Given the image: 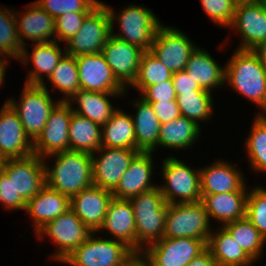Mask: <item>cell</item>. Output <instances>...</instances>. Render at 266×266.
Returning <instances> with one entry per match:
<instances>
[{
  "label": "cell",
  "mask_w": 266,
  "mask_h": 266,
  "mask_svg": "<svg viewBox=\"0 0 266 266\" xmlns=\"http://www.w3.org/2000/svg\"><path fill=\"white\" fill-rule=\"evenodd\" d=\"M24 10L26 11H23V13L16 9L14 12L22 47L29 44V42H26L28 40L32 41L33 44L56 41L55 18L51 17L35 2H31L30 5L27 4Z\"/></svg>",
  "instance_id": "cell-23"
},
{
  "label": "cell",
  "mask_w": 266,
  "mask_h": 266,
  "mask_svg": "<svg viewBox=\"0 0 266 266\" xmlns=\"http://www.w3.org/2000/svg\"><path fill=\"white\" fill-rule=\"evenodd\" d=\"M51 17L57 18L67 12L90 13L100 0H35Z\"/></svg>",
  "instance_id": "cell-42"
},
{
  "label": "cell",
  "mask_w": 266,
  "mask_h": 266,
  "mask_svg": "<svg viewBox=\"0 0 266 266\" xmlns=\"http://www.w3.org/2000/svg\"><path fill=\"white\" fill-rule=\"evenodd\" d=\"M145 51L113 35L108 38L102 54L116 79L127 89L137 78L140 60Z\"/></svg>",
  "instance_id": "cell-17"
},
{
  "label": "cell",
  "mask_w": 266,
  "mask_h": 266,
  "mask_svg": "<svg viewBox=\"0 0 266 266\" xmlns=\"http://www.w3.org/2000/svg\"><path fill=\"white\" fill-rule=\"evenodd\" d=\"M227 29L239 33L237 49L252 50L266 40V5L257 0L238 1L233 22Z\"/></svg>",
  "instance_id": "cell-13"
},
{
  "label": "cell",
  "mask_w": 266,
  "mask_h": 266,
  "mask_svg": "<svg viewBox=\"0 0 266 266\" xmlns=\"http://www.w3.org/2000/svg\"><path fill=\"white\" fill-rule=\"evenodd\" d=\"M72 107L68 102L60 101L51 111L46 125L33 142V151L44 158L48 155L69 150V127Z\"/></svg>",
  "instance_id": "cell-16"
},
{
  "label": "cell",
  "mask_w": 266,
  "mask_h": 266,
  "mask_svg": "<svg viewBox=\"0 0 266 266\" xmlns=\"http://www.w3.org/2000/svg\"><path fill=\"white\" fill-rule=\"evenodd\" d=\"M53 159L51 164H47ZM43 159L46 185L71 198L93 185L92 155L79 151H61ZM48 159V161H46Z\"/></svg>",
  "instance_id": "cell-1"
},
{
  "label": "cell",
  "mask_w": 266,
  "mask_h": 266,
  "mask_svg": "<svg viewBox=\"0 0 266 266\" xmlns=\"http://www.w3.org/2000/svg\"><path fill=\"white\" fill-rule=\"evenodd\" d=\"M223 227L255 263L262 259L266 240L246 217Z\"/></svg>",
  "instance_id": "cell-36"
},
{
  "label": "cell",
  "mask_w": 266,
  "mask_h": 266,
  "mask_svg": "<svg viewBox=\"0 0 266 266\" xmlns=\"http://www.w3.org/2000/svg\"><path fill=\"white\" fill-rule=\"evenodd\" d=\"M3 171L12 181L13 211L25 212L27 202L46 186L43 159L36 154L6 159Z\"/></svg>",
  "instance_id": "cell-7"
},
{
  "label": "cell",
  "mask_w": 266,
  "mask_h": 266,
  "mask_svg": "<svg viewBox=\"0 0 266 266\" xmlns=\"http://www.w3.org/2000/svg\"><path fill=\"white\" fill-rule=\"evenodd\" d=\"M112 198L111 191L92 185L70 198V209L92 232H98Z\"/></svg>",
  "instance_id": "cell-22"
},
{
  "label": "cell",
  "mask_w": 266,
  "mask_h": 266,
  "mask_svg": "<svg viewBox=\"0 0 266 266\" xmlns=\"http://www.w3.org/2000/svg\"><path fill=\"white\" fill-rule=\"evenodd\" d=\"M70 209V198L47 185L27 202L26 214L31 218L36 234L48 222Z\"/></svg>",
  "instance_id": "cell-27"
},
{
  "label": "cell",
  "mask_w": 266,
  "mask_h": 266,
  "mask_svg": "<svg viewBox=\"0 0 266 266\" xmlns=\"http://www.w3.org/2000/svg\"><path fill=\"white\" fill-rule=\"evenodd\" d=\"M249 188L245 185L238 192L202 195L203 203L211 224L216 221L217 226L224 225L246 217V201ZM213 219V220H212Z\"/></svg>",
  "instance_id": "cell-26"
},
{
  "label": "cell",
  "mask_w": 266,
  "mask_h": 266,
  "mask_svg": "<svg viewBox=\"0 0 266 266\" xmlns=\"http://www.w3.org/2000/svg\"><path fill=\"white\" fill-rule=\"evenodd\" d=\"M101 232L113 235L111 239L122 241L136 251V224L133 206L129 199L115 197L111 199L98 233Z\"/></svg>",
  "instance_id": "cell-25"
},
{
  "label": "cell",
  "mask_w": 266,
  "mask_h": 266,
  "mask_svg": "<svg viewBox=\"0 0 266 266\" xmlns=\"http://www.w3.org/2000/svg\"><path fill=\"white\" fill-rule=\"evenodd\" d=\"M197 45L182 30L163 23L157 29L150 52L172 73L185 70Z\"/></svg>",
  "instance_id": "cell-12"
},
{
  "label": "cell",
  "mask_w": 266,
  "mask_h": 266,
  "mask_svg": "<svg viewBox=\"0 0 266 266\" xmlns=\"http://www.w3.org/2000/svg\"><path fill=\"white\" fill-rule=\"evenodd\" d=\"M216 160L200 168L201 195L240 191L247 184L241 170L232 161Z\"/></svg>",
  "instance_id": "cell-24"
},
{
  "label": "cell",
  "mask_w": 266,
  "mask_h": 266,
  "mask_svg": "<svg viewBox=\"0 0 266 266\" xmlns=\"http://www.w3.org/2000/svg\"><path fill=\"white\" fill-rule=\"evenodd\" d=\"M160 172L164 182L158 187L167 204L201 201L200 167L171 155L163 159Z\"/></svg>",
  "instance_id": "cell-5"
},
{
  "label": "cell",
  "mask_w": 266,
  "mask_h": 266,
  "mask_svg": "<svg viewBox=\"0 0 266 266\" xmlns=\"http://www.w3.org/2000/svg\"><path fill=\"white\" fill-rule=\"evenodd\" d=\"M246 218L266 240V187L254 185L247 195Z\"/></svg>",
  "instance_id": "cell-41"
},
{
  "label": "cell",
  "mask_w": 266,
  "mask_h": 266,
  "mask_svg": "<svg viewBox=\"0 0 266 266\" xmlns=\"http://www.w3.org/2000/svg\"><path fill=\"white\" fill-rule=\"evenodd\" d=\"M111 36V23L105 5L100 2L84 19L80 30L65 42L66 54L80 55L102 53Z\"/></svg>",
  "instance_id": "cell-11"
},
{
  "label": "cell",
  "mask_w": 266,
  "mask_h": 266,
  "mask_svg": "<svg viewBox=\"0 0 266 266\" xmlns=\"http://www.w3.org/2000/svg\"><path fill=\"white\" fill-rule=\"evenodd\" d=\"M0 154L5 159L34 154L32 140L26 135L17 113L7 102L0 110Z\"/></svg>",
  "instance_id": "cell-19"
},
{
  "label": "cell",
  "mask_w": 266,
  "mask_h": 266,
  "mask_svg": "<svg viewBox=\"0 0 266 266\" xmlns=\"http://www.w3.org/2000/svg\"><path fill=\"white\" fill-rule=\"evenodd\" d=\"M14 12L15 8L0 6V57L19 60L23 47L19 39Z\"/></svg>",
  "instance_id": "cell-39"
},
{
  "label": "cell",
  "mask_w": 266,
  "mask_h": 266,
  "mask_svg": "<svg viewBox=\"0 0 266 266\" xmlns=\"http://www.w3.org/2000/svg\"><path fill=\"white\" fill-rule=\"evenodd\" d=\"M138 153L136 149L101 147L92 154L93 185L113 192Z\"/></svg>",
  "instance_id": "cell-15"
},
{
  "label": "cell",
  "mask_w": 266,
  "mask_h": 266,
  "mask_svg": "<svg viewBox=\"0 0 266 266\" xmlns=\"http://www.w3.org/2000/svg\"><path fill=\"white\" fill-rule=\"evenodd\" d=\"M139 96L146 102L176 100V93L172 80H166L159 84L148 86Z\"/></svg>",
  "instance_id": "cell-45"
},
{
  "label": "cell",
  "mask_w": 266,
  "mask_h": 266,
  "mask_svg": "<svg viewBox=\"0 0 266 266\" xmlns=\"http://www.w3.org/2000/svg\"><path fill=\"white\" fill-rule=\"evenodd\" d=\"M118 266H150V263L142 251H134L122 264H119Z\"/></svg>",
  "instance_id": "cell-50"
},
{
  "label": "cell",
  "mask_w": 266,
  "mask_h": 266,
  "mask_svg": "<svg viewBox=\"0 0 266 266\" xmlns=\"http://www.w3.org/2000/svg\"><path fill=\"white\" fill-rule=\"evenodd\" d=\"M61 43L58 41H50L48 43H32L26 45L32 46V52L25 47L22 49V55L18 60L26 66L31 63L34 67L26 74L25 84L42 85L47 77L51 75L56 68L59 60L66 53L65 49H61ZM31 62V63H30ZM45 77V78H44Z\"/></svg>",
  "instance_id": "cell-21"
},
{
  "label": "cell",
  "mask_w": 266,
  "mask_h": 266,
  "mask_svg": "<svg viewBox=\"0 0 266 266\" xmlns=\"http://www.w3.org/2000/svg\"><path fill=\"white\" fill-rule=\"evenodd\" d=\"M252 51L258 56L261 63L266 67V40L260 42Z\"/></svg>",
  "instance_id": "cell-51"
},
{
  "label": "cell",
  "mask_w": 266,
  "mask_h": 266,
  "mask_svg": "<svg viewBox=\"0 0 266 266\" xmlns=\"http://www.w3.org/2000/svg\"><path fill=\"white\" fill-rule=\"evenodd\" d=\"M89 13L67 12L55 18V38L63 44L80 30Z\"/></svg>",
  "instance_id": "cell-44"
},
{
  "label": "cell",
  "mask_w": 266,
  "mask_h": 266,
  "mask_svg": "<svg viewBox=\"0 0 266 266\" xmlns=\"http://www.w3.org/2000/svg\"><path fill=\"white\" fill-rule=\"evenodd\" d=\"M185 71L200 88L211 93L225 87V66L217 63L205 48L196 47L189 57Z\"/></svg>",
  "instance_id": "cell-29"
},
{
  "label": "cell",
  "mask_w": 266,
  "mask_h": 266,
  "mask_svg": "<svg viewBox=\"0 0 266 266\" xmlns=\"http://www.w3.org/2000/svg\"><path fill=\"white\" fill-rule=\"evenodd\" d=\"M148 103H150L153 107V110L161 124L170 122L173 119L179 118L181 116L176 100Z\"/></svg>",
  "instance_id": "cell-46"
},
{
  "label": "cell",
  "mask_w": 266,
  "mask_h": 266,
  "mask_svg": "<svg viewBox=\"0 0 266 266\" xmlns=\"http://www.w3.org/2000/svg\"><path fill=\"white\" fill-rule=\"evenodd\" d=\"M244 139L245 153L254 173L266 174V114H256Z\"/></svg>",
  "instance_id": "cell-35"
},
{
  "label": "cell",
  "mask_w": 266,
  "mask_h": 266,
  "mask_svg": "<svg viewBox=\"0 0 266 266\" xmlns=\"http://www.w3.org/2000/svg\"><path fill=\"white\" fill-rule=\"evenodd\" d=\"M187 266H217V264L211 251L206 248L197 257L192 259Z\"/></svg>",
  "instance_id": "cell-49"
},
{
  "label": "cell",
  "mask_w": 266,
  "mask_h": 266,
  "mask_svg": "<svg viewBox=\"0 0 266 266\" xmlns=\"http://www.w3.org/2000/svg\"><path fill=\"white\" fill-rule=\"evenodd\" d=\"M239 0H200L202 10L215 25L227 29L234 19Z\"/></svg>",
  "instance_id": "cell-43"
},
{
  "label": "cell",
  "mask_w": 266,
  "mask_h": 266,
  "mask_svg": "<svg viewBox=\"0 0 266 266\" xmlns=\"http://www.w3.org/2000/svg\"><path fill=\"white\" fill-rule=\"evenodd\" d=\"M130 101L136 109L131 114L135 127L136 150L139 152H156L161 122L158 120L153 107L142 97Z\"/></svg>",
  "instance_id": "cell-30"
},
{
  "label": "cell",
  "mask_w": 266,
  "mask_h": 266,
  "mask_svg": "<svg viewBox=\"0 0 266 266\" xmlns=\"http://www.w3.org/2000/svg\"><path fill=\"white\" fill-rule=\"evenodd\" d=\"M213 226L201 201L167 204L164 237L194 238L206 244Z\"/></svg>",
  "instance_id": "cell-9"
},
{
  "label": "cell",
  "mask_w": 266,
  "mask_h": 266,
  "mask_svg": "<svg viewBox=\"0 0 266 266\" xmlns=\"http://www.w3.org/2000/svg\"><path fill=\"white\" fill-rule=\"evenodd\" d=\"M129 201L136 224V251H143L164 237L167 203L158 186L131 197Z\"/></svg>",
  "instance_id": "cell-4"
},
{
  "label": "cell",
  "mask_w": 266,
  "mask_h": 266,
  "mask_svg": "<svg viewBox=\"0 0 266 266\" xmlns=\"http://www.w3.org/2000/svg\"><path fill=\"white\" fill-rule=\"evenodd\" d=\"M101 143L102 147L136 149L131 113L118 108L102 126Z\"/></svg>",
  "instance_id": "cell-33"
},
{
  "label": "cell",
  "mask_w": 266,
  "mask_h": 266,
  "mask_svg": "<svg viewBox=\"0 0 266 266\" xmlns=\"http://www.w3.org/2000/svg\"><path fill=\"white\" fill-rule=\"evenodd\" d=\"M92 232L61 264L67 266H118L134 250L122 241Z\"/></svg>",
  "instance_id": "cell-8"
},
{
  "label": "cell",
  "mask_w": 266,
  "mask_h": 266,
  "mask_svg": "<svg viewBox=\"0 0 266 266\" xmlns=\"http://www.w3.org/2000/svg\"><path fill=\"white\" fill-rule=\"evenodd\" d=\"M225 65V85L266 114V67L252 50L235 49Z\"/></svg>",
  "instance_id": "cell-2"
},
{
  "label": "cell",
  "mask_w": 266,
  "mask_h": 266,
  "mask_svg": "<svg viewBox=\"0 0 266 266\" xmlns=\"http://www.w3.org/2000/svg\"><path fill=\"white\" fill-rule=\"evenodd\" d=\"M102 126L72 112L69 127V150L94 154L102 147Z\"/></svg>",
  "instance_id": "cell-34"
},
{
  "label": "cell",
  "mask_w": 266,
  "mask_h": 266,
  "mask_svg": "<svg viewBox=\"0 0 266 266\" xmlns=\"http://www.w3.org/2000/svg\"><path fill=\"white\" fill-rule=\"evenodd\" d=\"M172 82L176 94H182V92H209L200 88L185 70L174 72Z\"/></svg>",
  "instance_id": "cell-47"
},
{
  "label": "cell",
  "mask_w": 266,
  "mask_h": 266,
  "mask_svg": "<svg viewBox=\"0 0 266 266\" xmlns=\"http://www.w3.org/2000/svg\"><path fill=\"white\" fill-rule=\"evenodd\" d=\"M51 86L62 93L60 101L68 102L81 88L74 56L64 54L48 79Z\"/></svg>",
  "instance_id": "cell-37"
},
{
  "label": "cell",
  "mask_w": 266,
  "mask_h": 266,
  "mask_svg": "<svg viewBox=\"0 0 266 266\" xmlns=\"http://www.w3.org/2000/svg\"><path fill=\"white\" fill-rule=\"evenodd\" d=\"M201 125L186 117L180 116L170 122L161 124L158 147L175 151L192 148L200 140Z\"/></svg>",
  "instance_id": "cell-32"
},
{
  "label": "cell",
  "mask_w": 266,
  "mask_h": 266,
  "mask_svg": "<svg viewBox=\"0 0 266 266\" xmlns=\"http://www.w3.org/2000/svg\"><path fill=\"white\" fill-rule=\"evenodd\" d=\"M110 17L111 35L122 39L130 44L136 45L144 51H150L157 29L162 22L146 6L130 4L121 8L118 13L114 8L101 1ZM119 27V33L115 32L114 23Z\"/></svg>",
  "instance_id": "cell-3"
},
{
  "label": "cell",
  "mask_w": 266,
  "mask_h": 266,
  "mask_svg": "<svg viewBox=\"0 0 266 266\" xmlns=\"http://www.w3.org/2000/svg\"><path fill=\"white\" fill-rule=\"evenodd\" d=\"M128 92L129 90L125 93H102L80 89L68 103L73 112L103 126L118 109L110 98L124 97Z\"/></svg>",
  "instance_id": "cell-28"
},
{
  "label": "cell",
  "mask_w": 266,
  "mask_h": 266,
  "mask_svg": "<svg viewBox=\"0 0 266 266\" xmlns=\"http://www.w3.org/2000/svg\"><path fill=\"white\" fill-rule=\"evenodd\" d=\"M153 154V152H139L133 158L129 168L124 172L119 184L112 192L113 197L130 199L133 196L152 190L158 186L157 182L156 184L153 182V173L156 170Z\"/></svg>",
  "instance_id": "cell-20"
},
{
  "label": "cell",
  "mask_w": 266,
  "mask_h": 266,
  "mask_svg": "<svg viewBox=\"0 0 266 266\" xmlns=\"http://www.w3.org/2000/svg\"><path fill=\"white\" fill-rule=\"evenodd\" d=\"M214 98L211 92H182L176 94V102L181 116L205 123L212 119L214 112Z\"/></svg>",
  "instance_id": "cell-38"
},
{
  "label": "cell",
  "mask_w": 266,
  "mask_h": 266,
  "mask_svg": "<svg viewBox=\"0 0 266 266\" xmlns=\"http://www.w3.org/2000/svg\"><path fill=\"white\" fill-rule=\"evenodd\" d=\"M172 74L150 51H145L140 60L137 78L130 87L141 94L148 86L172 80Z\"/></svg>",
  "instance_id": "cell-40"
},
{
  "label": "cell",
  "mask_w": 266,
  "mask_h": 266,
  "mask_svg": "<svg viewBox=\"0 0 266 266\" xmlns=\"http://www.w3.org/2000/svg\"><path fill=\"white\" fill-rule=\"evenodd\" d=\"M82 90L102 93H125L127 89L116 79L102 53L75 57Z\"/></svg>",
  "instance_id": "cell-18"
},
{
  "label": "cell",
  "mask_w": 266,
  "mask_h": 266,
  "mask_svg": "<svg viewBox=\"0 0 266 266\" xmlns=\"http://www.w3.org/2000/svg\"><path fill=\"white\" fill-rule=\"evenodd\" d=\"M207 248V244L194 238H166L148 245L142 252L150 266H187Z\"/></svg>",
  "instance_id": "cell-14"
},
{
  "label": "cell",
  "mask_w": 266,
  "mask_h": 266,
  "mask_svg": "<svg viewBox=\"0 0 266 266\" xmlns=\"http://www.w3.org/2000/svg\"><path fill=\"white\" fill-rule=\"evenodd\" d=\"M1 205L8 211H13V188L12 181L7 174L0 173Z\"/></svg>",
  "instance_id": "cell-48"
},
{
  "label": "cell",
  "mask_w": 266,
  "mask_h": 266,
  "mask_svg": "<svg viewBox=\"0 0 266 266\" xmlns=\"http://www.w3.org/2000/svg\"><path fill=\"white\" fill-rule=\"evenodd\" d=\"M257 1H259V2L263 3L264 5H266V0H257Z\"/></svg>",
  "instance_id": "cell-54"
},
{
  "label": "cell",
  "mask_w": 266,
  "mask_h": 266,
  "mask_svg": "<svg viewBox=\"0 0 266 266\" xmlns=\"http://www.w3.org/2000/svg\"><path fill=\"white\" fill-rule=\"evenodd\" d=\"M92 233V231L77 217V215L68 209L65 213L56 219L48 222L36 233V238L40 242L46 237L51 240V244L56 245L51 261L62 262L75 249H77ZM45 237V238H44Z\"/></svg>",
  "instance_id": "cell-10"
},
{
  "label": "cell",
  "mask_w": 266,
  "mask_h": 266,
  "mask_svg": "<svg viewBox=\"0 0 266 266\" xmlns=\"http://www.w3.org/2000/svg\"><path fill=\"white\" fill-rule=\"evenodd\" d=\"M217 266H254L256 263L224 227H214L207 243Z\"/></svg>",
  "instance_id": "cell-31"
},
{
  "label": "cell",
  "mask_w": 266,
  "mask_h": 266,
  "mask_svg": "<svg viewBox=\"0 0 266 266\" xmlns=\"http://www.w3.org/2000/svg\"><path fill=\"white\" fill-rule=\"evenodd\" d=\"M9 60L10 59L0 57V88H2L1 86L4 84V82H6L5 75L7 73L6 70L8 64H10Z\"/></svg>",
  "instance_id": "cell-52"
},
{
  "label": "cell",
  "mask_w": 266,
  "mask_h": 266,
  "mask_svg": "<svg viewBox=\"0 0 266 266\" xmlns=\"http://www.w3.org/2000/svg\"><path fill=\"white\" fill-rule=\"evenodd\" d=\"M6 159L0 154V173L3 171Z\"/></svg>",
  "instance_id": "cell-53"
},
{
  "label": "cell",
  "mask_w": 266,
  "mask_h": 266,
  "mask_svg": "<svg viewBox=\"0 0 266 266\" xmlns=\"http://www.w3.org/2000/svg\"><path fill=\"white\" fill-rule=\"evenodd\" d=\"M47 81L42 85L25 84L20 99L8 98L6 102L17 113L26 135L34 142L46 125L51 111L60 102L54 99Z\"/></svg>",
  "instance_id": "cell-6"
}]
</instances>
